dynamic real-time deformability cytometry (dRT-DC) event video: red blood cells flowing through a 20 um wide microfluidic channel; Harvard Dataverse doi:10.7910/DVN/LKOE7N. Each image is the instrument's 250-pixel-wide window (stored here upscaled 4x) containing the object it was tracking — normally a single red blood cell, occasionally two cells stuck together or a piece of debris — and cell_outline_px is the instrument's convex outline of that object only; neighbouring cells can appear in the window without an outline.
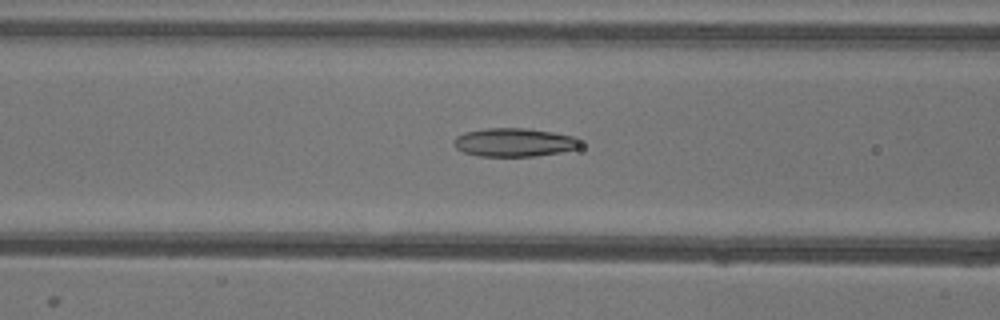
{"species": "common noctule bat (a hibernating species)", "species_latin": "Nyctalus noctula", "temperature_condition": "warm", "stored_images_in_passage": 44, "camera_frame_rate_fps": 3000, "um_per_image_px": 0.085, "animal": {"sex": "female"}, "frame": {"image": 1, "passage_image": 13, "time_ms": 4.0, "image_size_px": [1000, 320], "cell_outline_px": [[580, 148], [560, 152], [536, 156], [480, 156], [464, 152], [456, 148], [452, 144], [452, 140], [456, 136], [464, 132], [484, 128], [528, 128], [552, 132], [572, 136], [580, 140]], "centroid_in_image_um": [43.67, 12.09], "position_along_channel_um": 122.9, "area_um2": 21.1}}
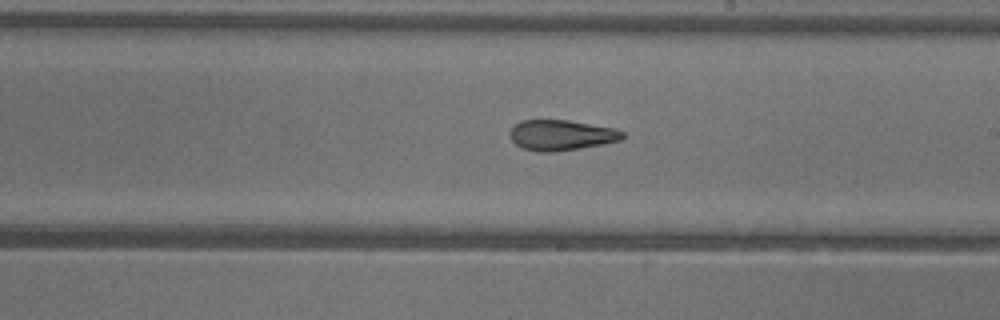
{"frame": {"image": 2, "passage_image": 22, "time_ms": 7.0, "image_size_px": [1000, 320], "cell_outline_px": [[624, 136], [620, 140], [580, 148], [552, 152], [536, 152], [520, 148], [512, 140], [508, 132], [520, 120], [568, 120], [612, 128], [624, 132]], "centroid_in_image_um": [47.64, 11.49], "position_along_channel_um": 241.4, "area_um2": 19.88}}
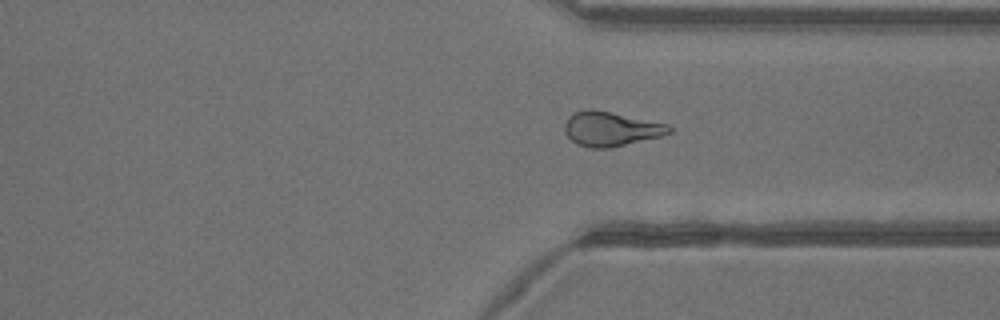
{"frame": {"image": 3, "passage_image": 31, "time_ms": 10.0, "image_size_px": [1000, 320], "cell_outline_px": [[672, 132], [660, 136], [608, 148], [588, 148], [576, 144], [564, 132], [564, 124], [568, 116], [576, 112], [588, 108], [592, 108], [668, 124], [672, 128]], "centroid_in_image_um": [51.88, 10.95], "position_along_channel_um": 359.5, "area_um2": 20.92}, "authors_computed_cell_mechanics": {"area_um2": 21.1259, "velocity_mm_per_s": 3.9507, "shape_relaxation_time_tau1_ms": null, "shape_relaxation_time_tau2_ms": 2.5192, "deformation_change_tau1": null, "deformation_change_tau2": 0.1061}}